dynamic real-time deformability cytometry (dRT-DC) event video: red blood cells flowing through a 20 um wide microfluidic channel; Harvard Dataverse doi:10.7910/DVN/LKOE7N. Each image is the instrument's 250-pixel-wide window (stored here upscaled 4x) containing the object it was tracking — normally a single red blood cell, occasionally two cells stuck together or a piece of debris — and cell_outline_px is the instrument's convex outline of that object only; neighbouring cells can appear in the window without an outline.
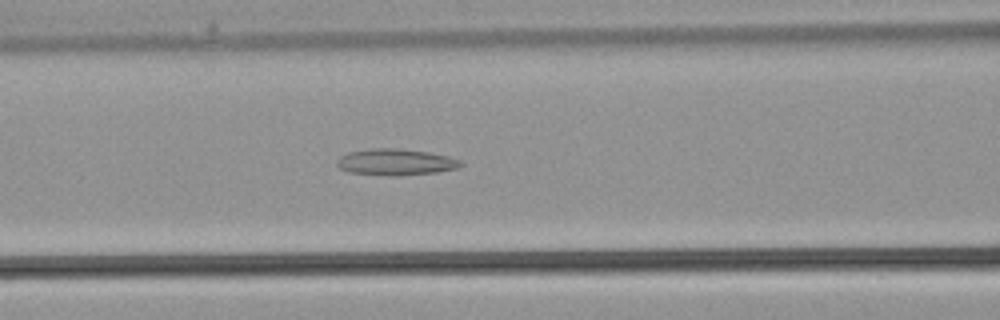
{"species": "common noctule bat (a hibernating species)", "species_latin": "Nyctalus noctula", "temperature_condition": "warm", "stored_images_in_passage": 30, "camera_frame_rate_fps": 3000, "um_per_image_px": 0.085, "animal": {"sex": "male", "body_mass_g": 21.5, "forearm_length_mm": 52.0}, "frame": {"image": 1, "passage_image": 9, "time_ms": 2.667, "image_size_px": [1000, 320], "cell_outline_px": [[464, 164], [456, 168], [436, 172], [396, 176], [392, 176], [348, 172], [340, 168], [336, 164], [336, 160], [340, 156], [348, 152], [372, 148], [396, 148], [428, 152], [448, 156], [460, 160]], "centroid_in_image_um": [33.6, 13.77], "position_along_channel_um": 133.0, "area_um2": 19.02}}
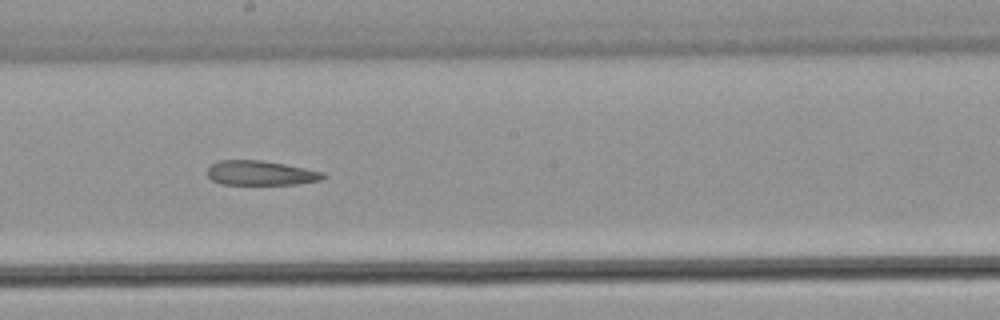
{"frame": {"image": 2, "passage_image": 14, "time_ms": 4.333, "image_size_px": [1000, 320], "cell_outline_px": [[328, 176], [320, 180], [296, 184], [220, 184], [212, 180], [208, 176], [208, 168], [212, 164], [220, 160], [260, 160], [284, 164], [324, 172]], "centroid_in_image_um": [22.16, 14.71], "position_along_channel_um": 226.0, "area_um2": 16.47}}
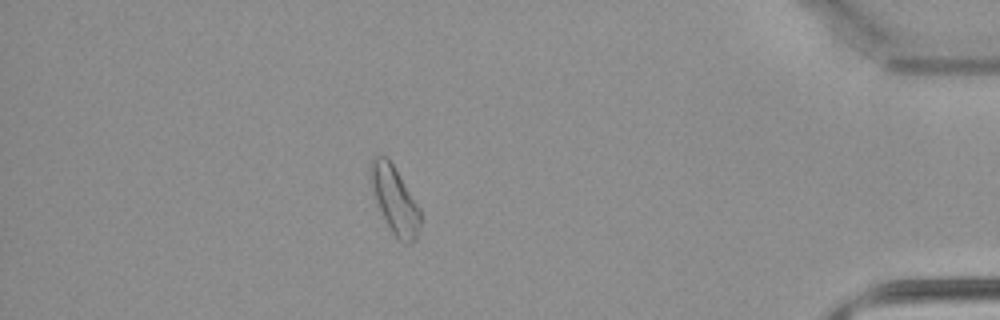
{"frame": {"image": 3, "passage_image": 26, "time_ms": 8.333, "image_size_px": [1000, 320], "cell_outline_px": [[420, 224], [416, 240], [408, 244], [400, 240], [392, 232], [376, 200], [368, 172], [368, 168], [372, 156], [384, 156], [392, 164], [420, 208]], "centroid_in_image_um": [33.54, 16.98], "position_along_channel_um": 401.7, "area_um2": 18.96}}